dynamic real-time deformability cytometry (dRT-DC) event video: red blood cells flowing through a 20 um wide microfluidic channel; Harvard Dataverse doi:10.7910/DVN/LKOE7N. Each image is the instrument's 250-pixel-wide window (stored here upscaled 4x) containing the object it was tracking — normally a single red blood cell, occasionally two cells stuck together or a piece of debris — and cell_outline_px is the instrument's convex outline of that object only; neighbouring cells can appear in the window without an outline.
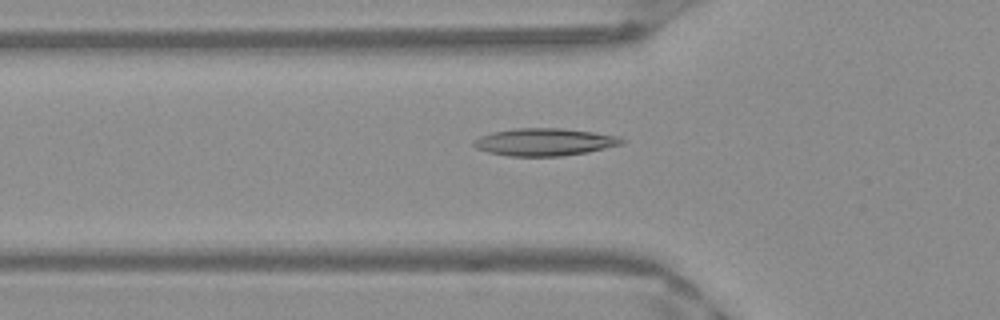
{"species": "Egyptian fruit bat (a non-hibernating species)", "species_latin": "Rousettus aegyptiacus", "temperature_condition": "warm", "stored_images_in_passage": 30, "camera_frame_rate_fps": 3000, "um_per_image_px": 0.085, "frame": {"image": 1, "passage_image": 2, "time_ms": 0.333, "image_size_px": [1000, 320], "cell_outline_px": [[624, 140], [620, 144], [588, 152], [560, 156], [508, 156], [488, 152], [476, 148], [472, 144], [472, 140], [480, 136], [492, 132], [516, 128], [560, 128], [592, 132], [620, 136]], "centroid_in_image_um": [46.23, 12.07], "position_along_channel_um": 79.6, "area_um2": 23.58}}
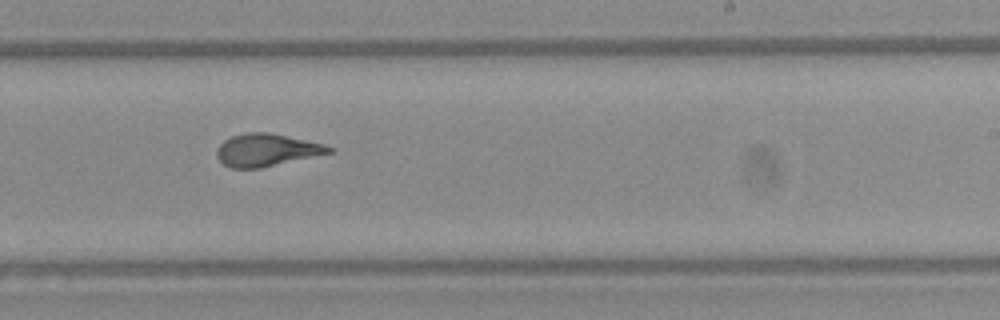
{"frame": {"image": 2, "passage_image": 16, "time_ms": 5.0, "image_size_px": [1000, 320], "cell_outline_px": [[332, 152], [260, 168], [232, 168], [224, 164], [216, 156], [216, 148], [224, 140], [232, 136], [248, 132], [268, 132], [324, 144], [332, 148]], "centroid_in_image_um": [22.61, 12.75], "position_along_channel_um": 266.4, "area_um2": 20.92}}
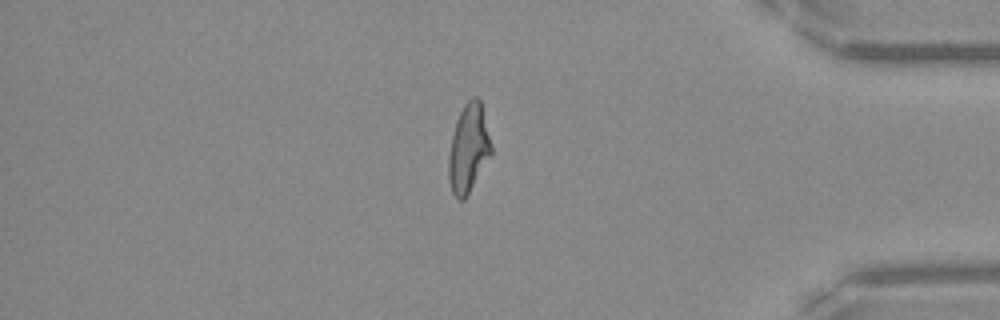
{"frame": {"image": 3, "passage_image": 28, "time_ms": 9.0, "image_size_px": [1000, 320], "cell_outline_px": [[492, 152], [464, 200], [456, 200], [452, 192], [448, 180], [448, 156], [452, 136], [456, 120], [464, 104], [472, 96], [476, 96], [480, 100], [492, 144]], "centroid_in_image_um": [39.81, 12.61], "position_along_channel_um": 395.4, "area_um2": 21.85}}